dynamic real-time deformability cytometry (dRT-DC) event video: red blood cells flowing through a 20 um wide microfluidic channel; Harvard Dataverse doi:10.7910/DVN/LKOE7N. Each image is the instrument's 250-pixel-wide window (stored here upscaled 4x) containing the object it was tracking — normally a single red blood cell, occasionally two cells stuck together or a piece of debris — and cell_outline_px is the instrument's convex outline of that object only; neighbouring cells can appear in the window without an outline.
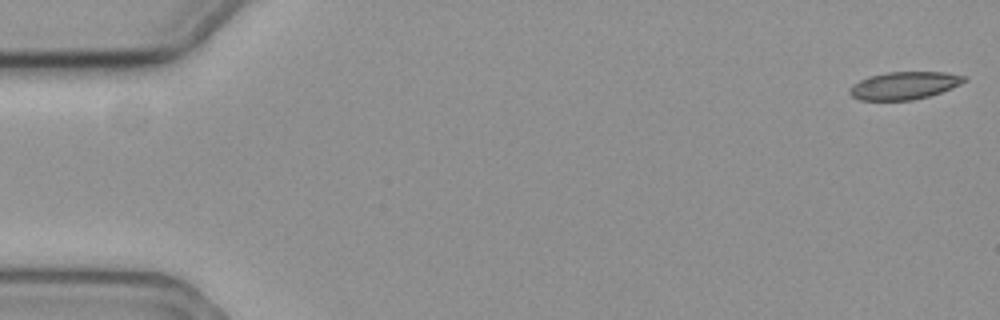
{"species": "common noctule bat (a hibernating species)", "species_latin": "Nyctalus noctula", "temperature_condition": "cold", "stored_images_in_passage": 58, "camera_frame_rate_fps": 3000, "um_per_image_px": 0.085, "animal": {"sex": "female", "body_mass_g": 19.3, "forearm_length_mm": 54.1}, "frame": {"image": 1, "passage_image": 1, "time_ms": 0.0, "image_size_px": [1000, 320], "cell_outline_px": [[968, 80], [952, 88], [928, 96], [912, 100], [860, 100], [852, 96], [848, 92], [848, 88], [852, 84], [868, 76], [888, 72], [944, 72], [968, 76]], "centroid_in_image_um": [76.85, 7.26], "position_along_channel_um": 8.1, "area_um2": 18.55}}
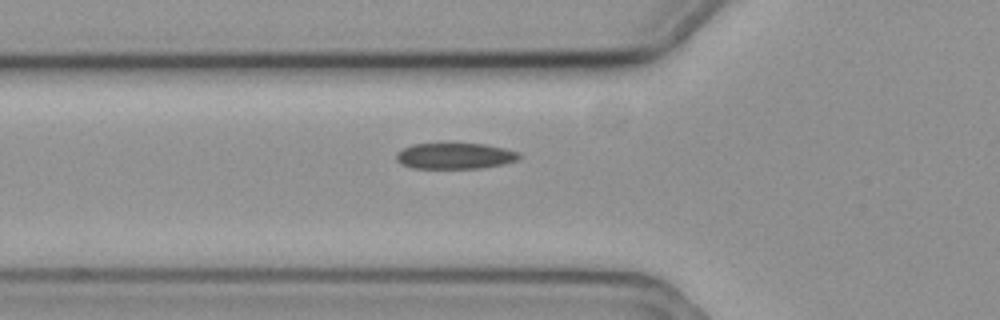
{"frame": {"image": 2, "passage_image": 20, "time_ms": 6.333, "image_size_px": [1000, 320], "cell_outline_px": [[520, 156], [516, 160], [504, 164], [480, 168], [412, 168], [400, 164], [396, 160], [396, 152], [412, 144], [484, 144], [504, 148], [520, 152]], "centroid_in_image_um": [38.65, 13.26], "position_along_channel_um": 87.2, "area_um2": 18.55}}
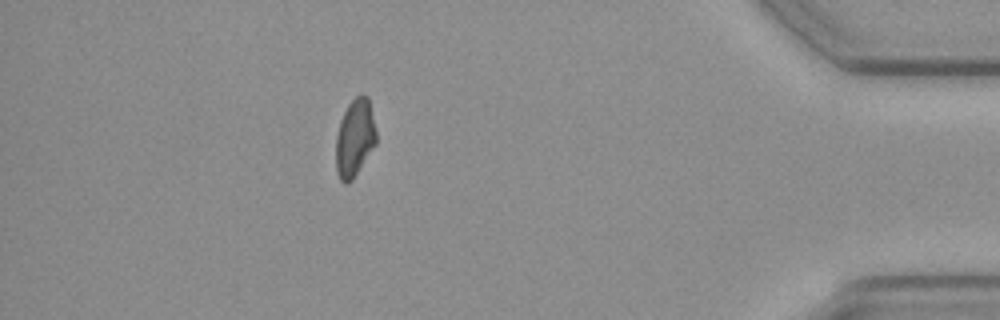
{"frame": {"image": 3, "passage_image": 51, "time_ms": 16.667, "image_size_px": [1000, 320], "cell_outline_px": [[376, 144], [352, 180], [344, 184], [340, 180], [336, 172], [336, 136], [340, 120], [348, 104], [360, 92], [368, 96], [376, 132]], "centroid_in_image_um": [30.15, 11.71], "position_along_channel_um": 405.1, "area_um2": 18.26}, "authors_computed_cell_mechanics": {"area_um2": 18.6116, "velocity_mm_per_s": 3.5719, "shape_relaxation_time_tau1_ms": null, "shape_relaxation_time_tau2_ms": 3.1644, "deformation_change_tau1": null, "deformation_change_tau2": 0.0878}}